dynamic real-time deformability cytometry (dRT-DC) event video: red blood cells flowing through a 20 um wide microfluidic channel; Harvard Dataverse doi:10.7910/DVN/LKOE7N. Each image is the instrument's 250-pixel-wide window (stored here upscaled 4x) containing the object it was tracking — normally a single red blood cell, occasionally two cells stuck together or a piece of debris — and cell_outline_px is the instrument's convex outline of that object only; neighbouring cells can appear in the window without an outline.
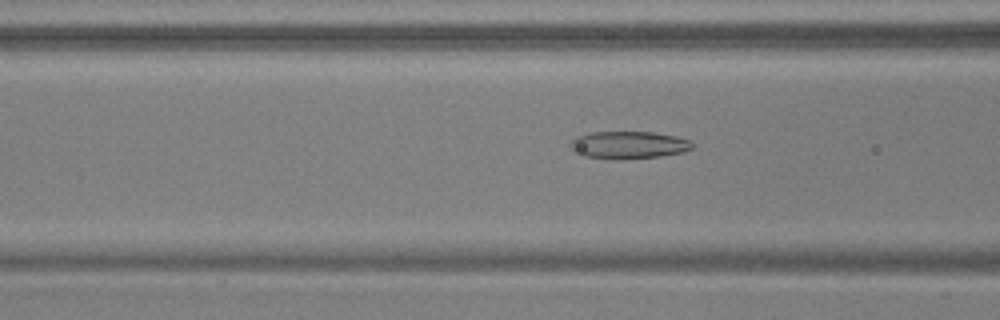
{"species": "common noctule bat (a hibernating species)", "species_latin": "Nyctalus noctula", "temperature_condition": "warm", "stored_images_in_passage": 40, "camera_frame_rate_fps": 3000, "um_per_image_px": 0.085, "animal": {"sex": "male", "body_mass_g": 17.9, "forearm_length_mm": 54.2}, "frame": {"image": 1, "passage_image": 7, "time_ms": 2.0, "image_size_px": [1000, 320], "cell_outline_px": [[692, 148], [684, 152], [660, 156], [624, 160], [584, 156], [572, 152], [568, 148], [568, 144], [576, 136], [588, 132], [652, 132], [676, 136], [688, 140], [692, 144]], "centroid_in_image_um": [53.35, 12.33], "position_along_channel_um": 113.3, "area_um2": 19.77}}
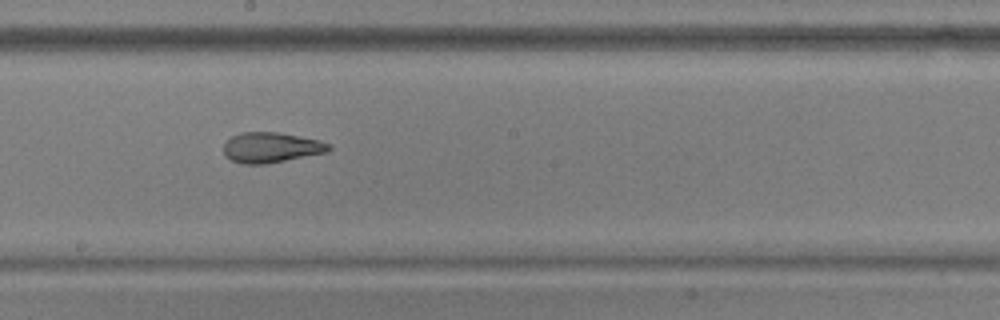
{"frame": {"image": 2, "passage_image": 16, "time_ms": 5.0, "image_size_px": [1000, 320], "cell_outline_px": [[332, 148], [328, 152], [264, 164], [240, 164], [224, 156], [224, 144], [232, 136], [240, 132], [276, 132], [320, 140], [328, 144]], "centroid_in_image_um": [23.02, 12.54], "position_along_channel_um": 225.2, "area_um2": 18.5}}
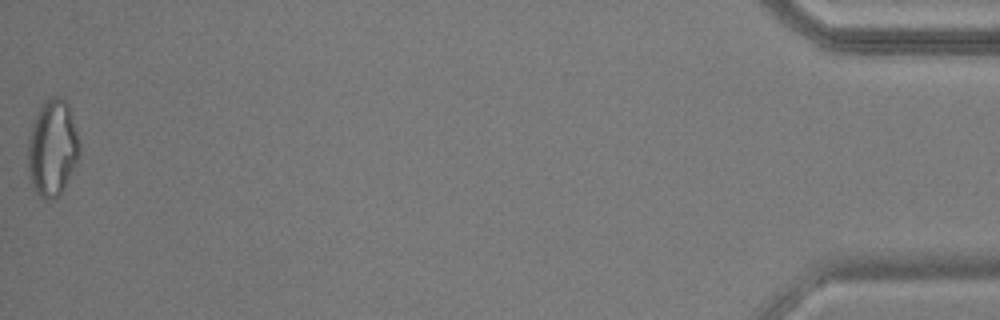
{"frame": {"image": 3, "passage_image": 40, "time_ms": 13.0, "image_size_px": [1000, 320], "cell_outline_px": [[80, 152], [60, 196], [52, 200], [44, 200], [32, 188], [28, 176], [28, 140], [32, 124], [36, 112], [44, 100], [52, 96], [60, 96], [68, 100], [80, 144]], "centroid_in_image_um": [4.44, 12.56], "position_along_channel_um": 430.8, "area_um2": 29.42}, "authors_computed_cell_mechanics": {"area_um2": 19.4786, "velocity_mm_per_s": 3.731, "shape_relaxation_time_tau1_ms": null, "shape_relaxation_time_tau2_ms": 1.7379, "deformation_change_tau1": null, "deformation_change_tau2": 0.0933}}